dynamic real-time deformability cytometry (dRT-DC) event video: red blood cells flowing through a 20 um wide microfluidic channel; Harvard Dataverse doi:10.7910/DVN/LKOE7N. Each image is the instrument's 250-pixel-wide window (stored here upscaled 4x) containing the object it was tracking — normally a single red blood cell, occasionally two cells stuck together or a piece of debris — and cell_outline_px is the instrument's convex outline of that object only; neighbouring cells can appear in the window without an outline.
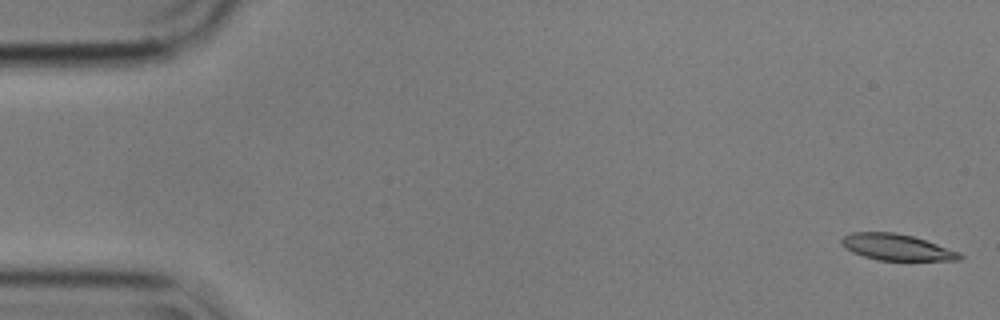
{"species": "common noctule bat (a hibernating species)", "species_latin": "Nyctalus noctula", "temperature_condition": "cold", "stored_images_in_passage": 6, "camera_frame_rate_fps": 3000, "um_per_image_px": 0.085, "animal": {"sex": "male", "body_mass_g": 17.9}, "frame": {"image": 1, "passage_image": 1, "time_ms": 0.0, "image_size_px": [1000, 320], "cell_outline_px": [[964, 256], [960, 260], [876, 260], [852, 252], [844, 248], [840, 240], [844, 236], [852, 232], [896, 232], [912, 236], [960, 252]], "centroid_in_image_um": [76.19, 21.01], "position_along_channel_um": 8.8, "area_um2": 17.98}}